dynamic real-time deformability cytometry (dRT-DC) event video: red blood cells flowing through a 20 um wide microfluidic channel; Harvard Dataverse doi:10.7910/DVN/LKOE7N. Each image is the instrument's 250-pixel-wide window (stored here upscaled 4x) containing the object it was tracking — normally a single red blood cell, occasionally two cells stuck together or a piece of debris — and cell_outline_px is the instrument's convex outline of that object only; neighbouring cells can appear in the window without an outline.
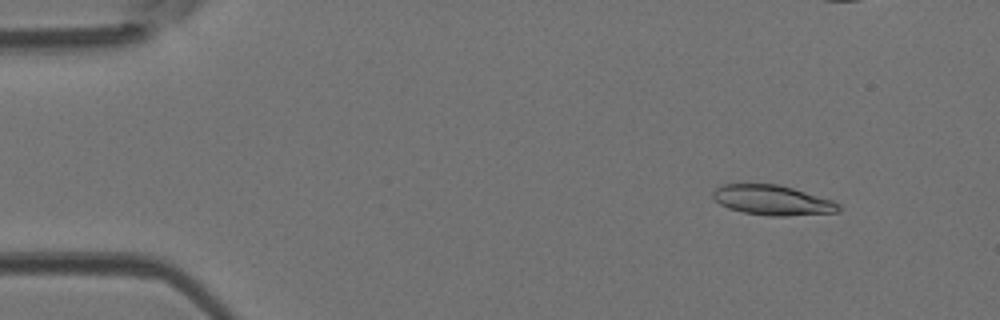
{"species": "Egyptian fruit bat (a non-hibernating species)", "species_latin": "Rousettus aegyptiacus", "temperature_condition": "room temperature", "stored_images_in_passage": 48, "camera_frame_rate_fps": 3000, "um_per_image_px": 0.085, "animal": {"sex": "female"}, "frame": {"image": 1, "passage_image": 5, "time_ms": 1.333, "image_size_px": [1000, 320], "cell_outline_px": [[840, 212], [784, 216], [768, 216], [744, 212], [728, 208], [720, 204], [712, 196], [712, 192], [716, 188], [724, 184], [780, 184], [832, 200], [840, 204]], "centroid_in_image_um": [65.67, 17.01], "position_along_channel_um": 19.3, "area_um2": 21.91}}
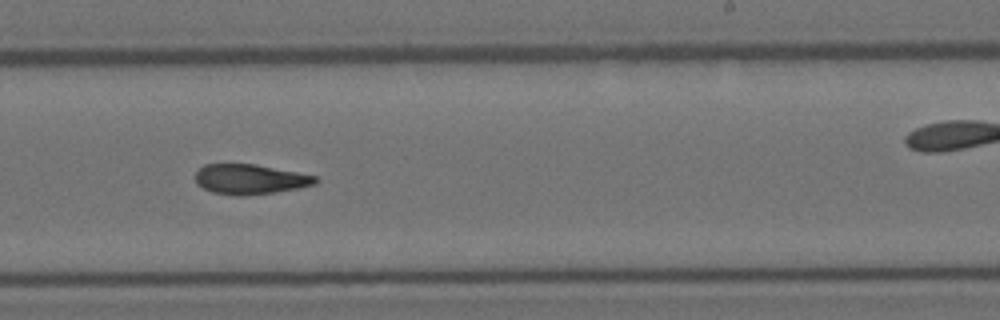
{"frame": {"image": 2, "passage_image": 29, "time_ms": 9.333, "image_size_px": [1000, 320], "cell_outline_px": [[320, 180], [316, 184], [300, 188], [276, 192], [240, 196], [236, 196], [212, 192], [196, 184], [196, 172], [204, 164], [256, 164], [316, 176]], "centroid_in_image_um": [21.27, 15.24], "position_along_channel_um": 267.7, "area_um2": 21.04}}
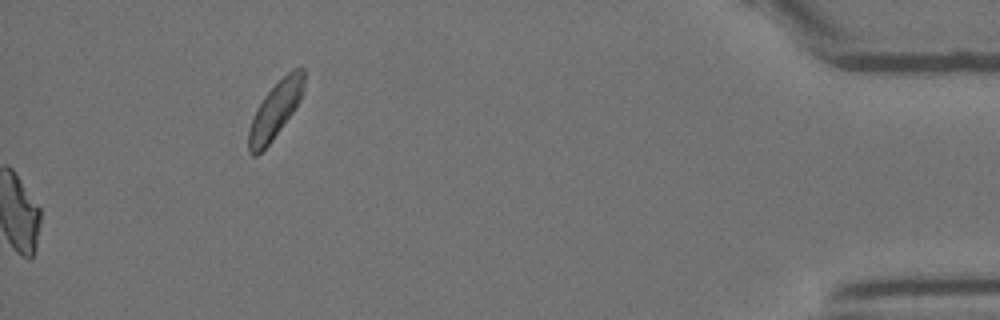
{"frame": {"image": 3, "passage_image": 48, "time_ms": 15.667, "image_size_px": [1000, 320], "cell_outline_px": [[304, 92], [300, 100], [292, 112], [272, 140], [256, 156], [252, 156], [248, 152], [248, 132], [256, 108], [264, 96], [292, 68], [304, 68]], "centroid_in_image_um": [23.4, 9.36], "position_along_channel_um": 411.8, "area_um2": 17.86}, "authors_computed_cell_mechanics": {"area_um2": 21.6172, "velocity_mm_per_s": 4.2468, "shape_relaxation_time_tau1_ms": null, "shape_relaxation_time_tau2_ms": 4.473, "deformation_change_tau1": null, "deformation_change_tau2": 0.1404}}